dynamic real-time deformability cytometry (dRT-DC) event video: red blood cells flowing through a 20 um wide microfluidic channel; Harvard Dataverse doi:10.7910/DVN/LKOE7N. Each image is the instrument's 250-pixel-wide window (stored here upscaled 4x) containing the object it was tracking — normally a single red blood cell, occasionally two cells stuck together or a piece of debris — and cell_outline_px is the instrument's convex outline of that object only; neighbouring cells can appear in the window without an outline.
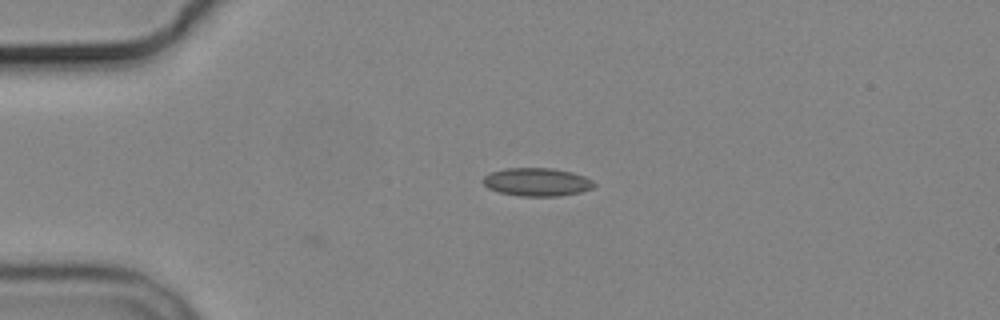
{"species": "common noctule bat (a hibernating species)", "species_latin": "Nyctalus noctula", "temperature_condition": "cold", "stored_images_in_passage": 2, "camera_frame_rate_fps": 3000, "um_per_image_px": 0.085, "animal": {"sex": "male", "body_mass_g": 19.2, "forearm_length_mm": 51.8}, "frame": {"image": 1, "passage_image": 2, "time_ms": 1.333, "image_size_px": [1000, 320], "cell_outline_px": [[596, 184], [592, 188], [580, 192], [556, 196], [520, 196], [500, 192], [488, 188], [484, 184], [484, 176], [488, 172], [504, 168], [552, 168], [572, 172], [584, 176], [592, 180]], "centroid_in_image_um": [45.63, 15.46], "position_along_channel_um": 39.4, "area_um2": 18.21}}